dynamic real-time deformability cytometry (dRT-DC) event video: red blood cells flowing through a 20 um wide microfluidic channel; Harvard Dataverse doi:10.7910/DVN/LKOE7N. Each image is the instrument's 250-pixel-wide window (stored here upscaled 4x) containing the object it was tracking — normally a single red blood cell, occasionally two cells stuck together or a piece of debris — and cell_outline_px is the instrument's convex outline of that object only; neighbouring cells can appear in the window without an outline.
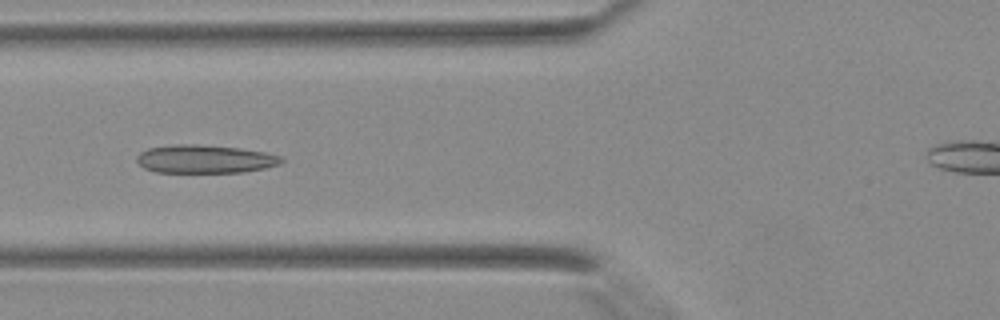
{"species": "Egyptian fruit bat (a non-hibernating species)", "species_latin": "Rousettus aegyptiacus", "temperature_condition": "warm", "stored_images_in_passage": 38, "camera_frame_rate_fps": 3000, "um_per_image_px": 0.085, "animal": {"sex": "female"}, "frame": {"image": 1, "passage_image": 12, "time_ms": 3.667, "image_size_px": [1000, 320], "cell_outline_px": [[284, 160], [280, 164], [264, 168], [244, 172], [156, 172], [144, 168], [136, 160], [136, 156], [140, 152], [148, 148], [172, 144], [196, 144], [240, 148], [264, 152], [280, 156]], "centroid_in_image_um": [17.39, 13.51], "position_along_channel_um": 108.4, "area_um2": 23.81}}
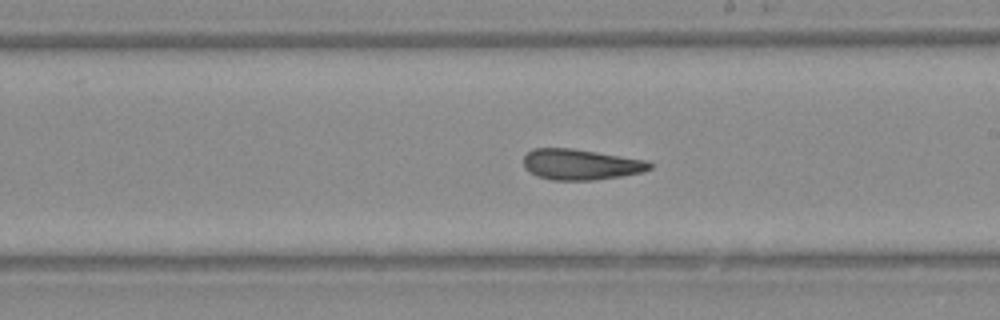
{"frame": {"image": 2, "passage_image": 20, "time_ms": 6.333, "image_size_px": [1000, 320], "cell_outline_px": [[652, 168], [644, 172], [620, 176], [592, 180], [552, 180], [536, 176], [524, 168], [524, 156], [532, 148], [572, 148], [648, 160], [652, 164]], "centroid_in_image_um": [49.36, 13.97], "position_along_channel_um": 239.6, "area_um2": 22.72}}
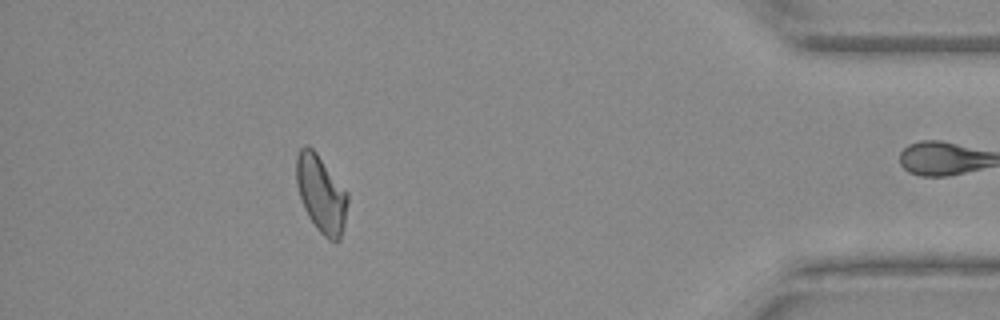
{"frame": {"image": 3, "passage_image": 33, "time_ms": 10.667, "image_size_px": [1000, 320], "cell_outline_px": [[348, 200], [344, 224], [340, 240], [336, 244], [328, 240], [316, 228], [308, 216], [304, 208], [296, 184], [296, 156], [300, 148], [304, 144], [308, 144], [316, 152], [348, 192]], "centroid_in_image_um": [27.29, 16.48], "position_along_channel_um": 407.9, "area_um2": 23.29}}